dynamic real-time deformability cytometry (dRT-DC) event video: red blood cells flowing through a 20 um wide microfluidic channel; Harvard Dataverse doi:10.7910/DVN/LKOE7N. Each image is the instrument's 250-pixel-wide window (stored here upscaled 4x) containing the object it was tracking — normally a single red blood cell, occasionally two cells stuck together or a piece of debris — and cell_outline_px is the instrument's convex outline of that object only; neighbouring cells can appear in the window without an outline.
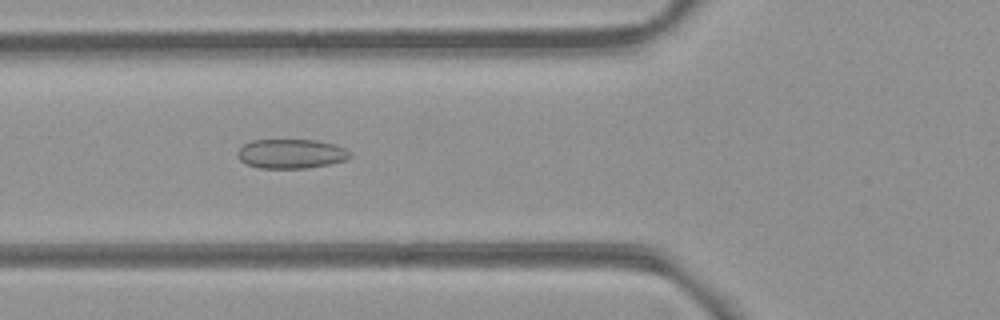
{"species": "common noctule bat (a hibernating species)", "species_latin": "Nyctalus noctula", "temperature_condition": "room temperature", "stored_images_in_passage": 50, "camera_frame_rate_fps": 3000, "um_per_image_px": 0.085, "animal": {"sex": "female", "body_mass_g": 21.9}, "frame": {"image": 1, "passage_image": 16, "time_ms": 5.0, "image_size_px": [1000, 320], "cell_outline_px": [[352, 156], [344, 160], [328, 164], [304, 168], [260, 168], [244, 164], [236, 156], [236, 152], [244, 144], [252, 140], [316, 140], [332, 144], [344, 148], [352, 152]], "centroid_in_image_um": [24.7, 13.07], "position_along_channel_um": 101.1, "area_um2": 19.25}}
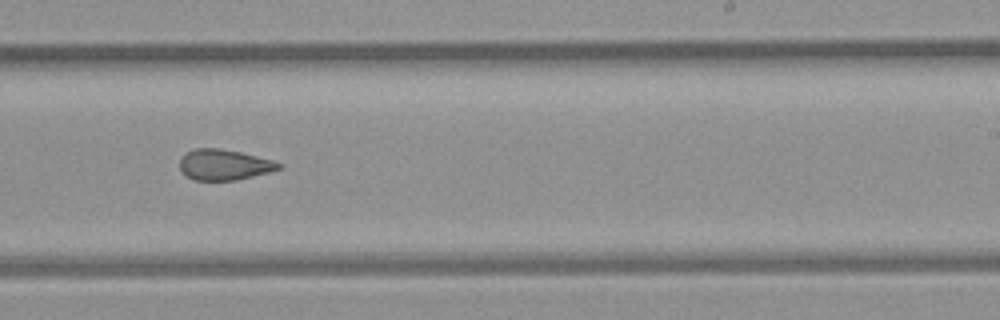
{"frame": {"image": 2, "passage_image": 29, "time_ms": 9.333, "image_size_px": [1000, 320], "cell_outline_px": [[284, 164], [280, 168], [268, 172], [236, 180], [196, 180], [188, 176], [180, 168], [180, 156], [184, 152], [196, 148], [216, 148], [240, 152], [272, 160]], "centroid_in_image_um": [19.03, 13.99], "position_along_channel_um": 270.0, "area_um2": 17.51}}
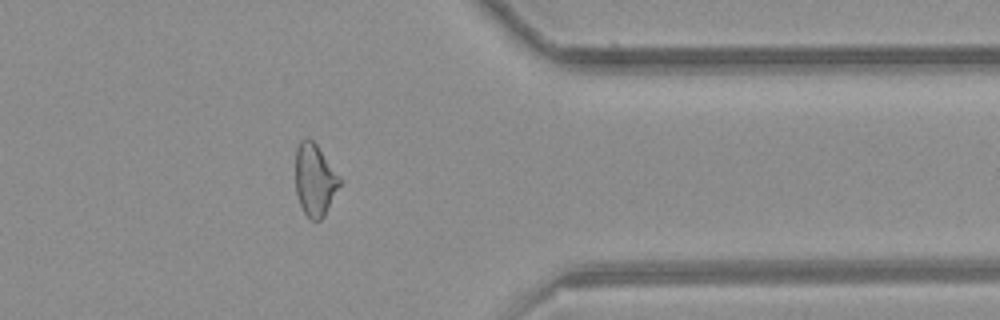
{"frame": {"image": 3, "passage_image": 39, "time_ms": 12.667, "image_size_px": [1000, 320], "cell_outline_px": [[340, 184], [324, 216], [320, 220], [312, 220], [304, 212], [300, 204], [296, 192], [296, 148], [300, 140], [304, 136], [308, 136], [316, 144], [340, 176]], "centroid_in_image_um": [26.74, 15.25], "position_along_channel_um": 384.7, "area_um2": 18.44}, "authors_computed_cell_mechanics": {"area_um2": 19.3341, "velocity_mm_per_s": 3.8891, "shape_relaxation_time_tau1_ms": null, "shape_relaxation_time_tau2_ms": 2.4575, "deformation_change_tau1": null, "deformation_change_tau2": 0.0879}}